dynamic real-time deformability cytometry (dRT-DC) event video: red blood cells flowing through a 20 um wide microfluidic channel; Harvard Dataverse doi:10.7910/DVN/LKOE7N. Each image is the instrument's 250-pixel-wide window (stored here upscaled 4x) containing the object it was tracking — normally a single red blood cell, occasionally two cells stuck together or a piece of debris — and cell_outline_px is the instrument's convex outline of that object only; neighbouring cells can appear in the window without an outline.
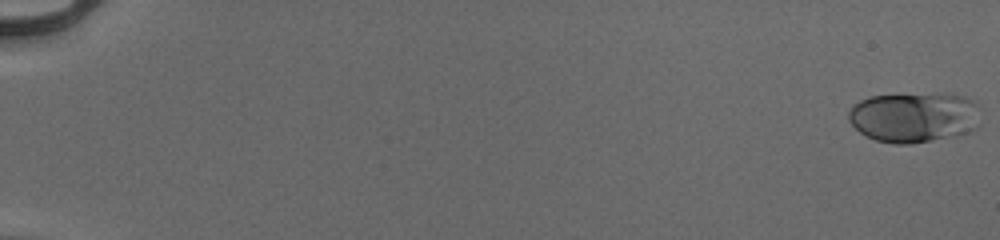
{"species": "human", "species_latin": "Homo sapiens", "temperature_condition": "cold", "stored_images_in_passage": 55, "camera_frame_rate_fps": 3000, "um_per_image_px": 0.085, "donor": {"sex": "male"}, "frame": {"image": 1, "passage_image": 1, "time_ms": 0.0, "image_size_px": [1000, 240], "cell_outline_px": [[980, 124], [976, 128], [968, 132], [956, 136], [908, 144], [896, 144], [876, 140], [860, 132], [848, 120], [848, 112], [852, 104], [860, 100], [872, 96], [964, 96], [976, 100], [980, 108]], "centroid_in_image_um": [77.72, 10.0], "position_along_channel_um": 7.3, "area_um2": 38.15}}
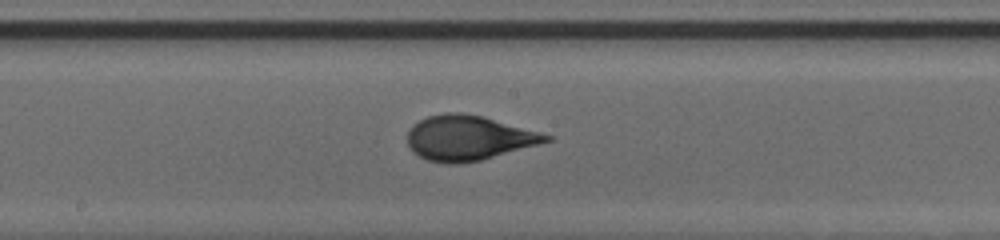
{"frame": {"image": 2, "passage_image": 32, "time_ms": 10.333, "image_size_px": [1000, 240], "cell_outline_px": [[552, 140], [540, 144], [480, 160], [460, 164], [444, 164], [428, 160], [412, 152], [408, 144], [408, 132], [412, 124], [428, 116], [448, 112], [460, 112], [484, 116], [540, 132], [552, 136]], "centroid_in_image_um": [39.81, 11.72], "position_along_channel_um": 208.4, "area_um2": 36.3}}
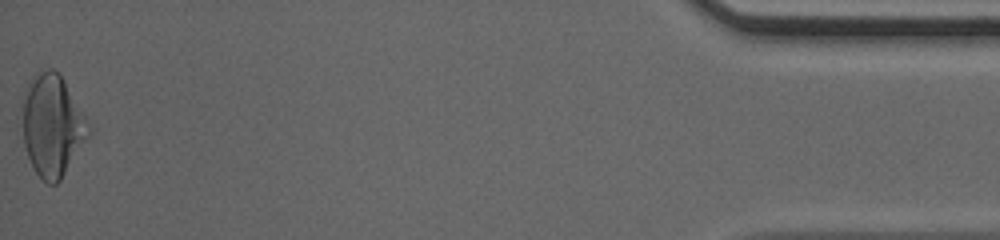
{"frame": {"image": 3, "passage_image": 55, "time_ms": 18.0, "image_size_px": [1000, 240], "cell_outline_px": [[92, 128], [88, 136], [60, 180], [56, 184], [48, 184], [36, 172], [28, 156], [24, 144], [24, 100], [28, 84], [36, 72], [48, 68], [52, 68], [60, 72]], "centroid_in_image_um": [4.47, 10.63], "position_along_channel_um": 430.7, "area_um2": 38.55}, "authors_computed_cell_mechanics": {"area_um2": 35.836, "velocity_mm_per_s": 3.9706, "shape_relaxation_time_tau1_ms": 3.4763, "shape_relaxation_time_tau2_ms": null, "deformation_change_tau1": 0.1731, "deformation_change_tau2": null}}